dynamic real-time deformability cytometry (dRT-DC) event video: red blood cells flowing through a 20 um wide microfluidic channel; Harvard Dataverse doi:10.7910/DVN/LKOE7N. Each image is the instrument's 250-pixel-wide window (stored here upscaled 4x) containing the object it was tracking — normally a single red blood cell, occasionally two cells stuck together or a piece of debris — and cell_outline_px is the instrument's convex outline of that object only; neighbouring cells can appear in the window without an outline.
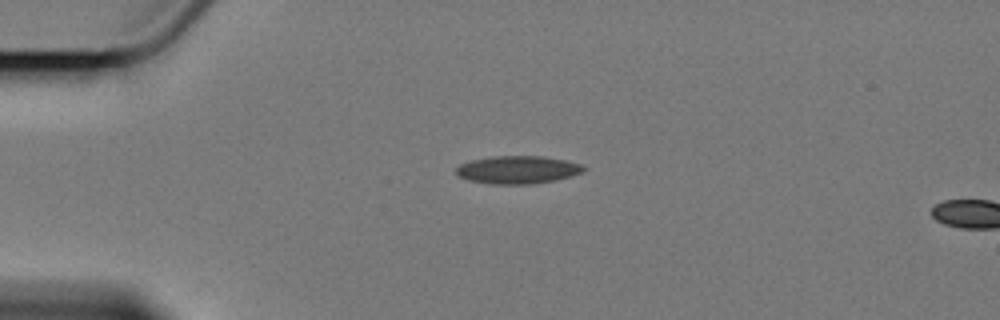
{"species": "Egyptian fruit bat (a non-hibernating species)", "species_latin": "Rousettus aegyptiacus", "temperature_condition": "cold", "stored_images_in_passage": 2, "camera_frame_rate_fps": 3000, "um_per_image_px": 0.085, "animal": {"sex": "female"}, "frame": {"image": 1, "passage_image": 1, "time_ms": 0.0, "image_size_px": [1000, 320], "cell_outline_px": [[588, 168], [580, 172], [568, 176], [552, 180], [528, 184], [492, 184], [468, 180], [460, 176], [456, 172], [456, 168], [460, 164], [472, 160], [492, 156], [544, 156], [564, 160], [580, 164]], "centroid_in_image_um": [43.97, 14.42], "position_along_channel_um": 41.0, "area_um2": 20.35}}